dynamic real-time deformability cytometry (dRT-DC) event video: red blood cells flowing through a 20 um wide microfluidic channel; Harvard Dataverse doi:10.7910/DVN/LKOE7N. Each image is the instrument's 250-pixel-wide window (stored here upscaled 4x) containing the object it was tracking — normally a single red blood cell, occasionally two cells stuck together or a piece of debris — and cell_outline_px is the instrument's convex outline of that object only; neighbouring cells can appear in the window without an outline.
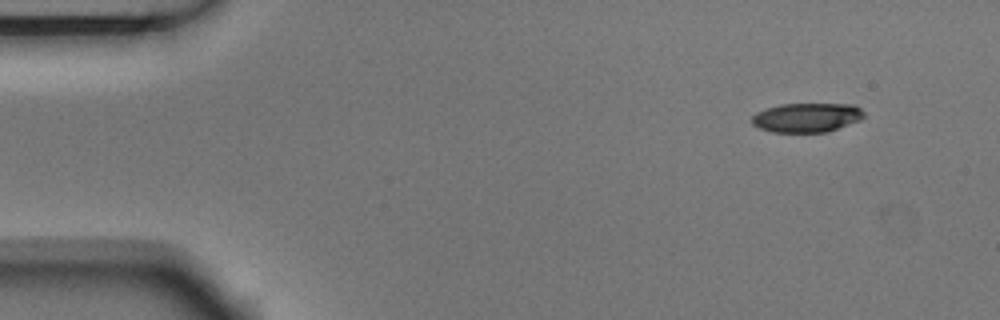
{"species": "Egyptian fruit bat (a non-hibernating species)", "species_latin": "Rousettus aegyptiacus", "temperature_condition": "room temperature", "stored_images_in_passage": 4, "camera_frame_rate_fps": 3000, "um_per_image_px": 0.085, "animal": {"sex": "male"}, "frame": {"image": 1, "passage_image": 1, "time_ms": 0.0, "image_size_px": [1000, 320], "cell_outline_px": [[864, 116], [860, 120], [828, 132], [772, 132], [760, 128], [752, 124], [752, 116], [756, 112], [764, 108], [780, 104], [852, 104], [860, 108], [864, 112]], "centroid_in_image_um": [68.56, 9.99], "position_along_channel_um": 16.4, "area_um2": 19.19}}